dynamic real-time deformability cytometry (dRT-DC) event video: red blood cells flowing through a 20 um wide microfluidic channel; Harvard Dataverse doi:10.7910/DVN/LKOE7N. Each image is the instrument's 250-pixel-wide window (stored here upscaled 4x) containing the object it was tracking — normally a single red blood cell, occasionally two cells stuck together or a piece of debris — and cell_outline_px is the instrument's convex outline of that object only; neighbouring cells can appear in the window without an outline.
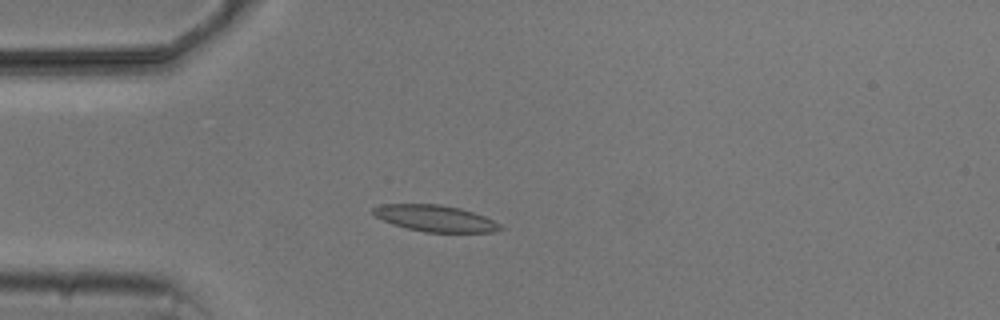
{"species": "common noctule bat (a hibernating species)", "species_latin": "Nyctalus noctula", "temperature_condition": "cold", "stored_images_in_passage": 4, "camera_frame_rate_fps": 3000, "um_per_image_px": 0.085, "animal": {"sex": "male", "body_mass_g": 20.5, "forearm_length_mm": 52.5}, "frame": {"image": 1, "passage_image": 4, "time_ms": 3.667, "image_size_px": [1000, 320], "cell_outline_px": [[504, 228], [492, 232], [424, 232], [392, 224], [376, 216], [372, 212], [372, 208], [380, 204], [440, 204], [460, 208], [484, 216], [500, 224]], "centroid_in_image_um": [36.98, 18.55], "position_along_channel_um": 48.0, "area_um2": 19.42}}